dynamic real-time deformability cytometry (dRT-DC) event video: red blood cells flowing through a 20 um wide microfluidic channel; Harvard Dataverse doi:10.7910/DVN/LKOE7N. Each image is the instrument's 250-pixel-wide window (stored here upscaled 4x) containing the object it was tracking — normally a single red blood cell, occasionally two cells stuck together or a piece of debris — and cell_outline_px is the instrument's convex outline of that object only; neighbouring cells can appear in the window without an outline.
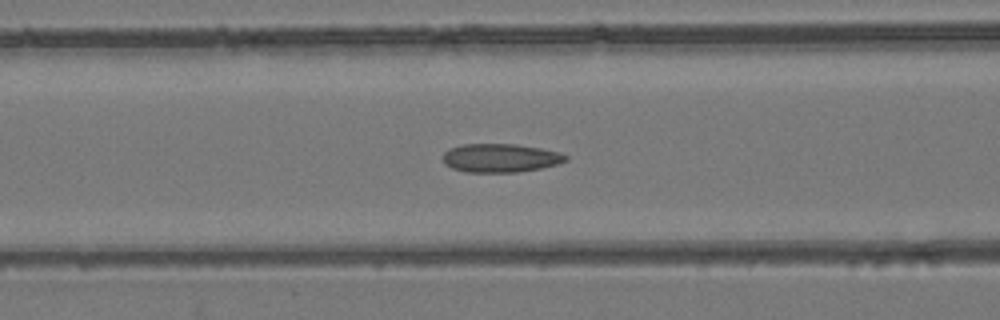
{"species": "common noctule bat (a hibernating species)", "species_latin": "Nyctalus noctula", "temperature_condition": "room temperature", "stored_images_in_passage": 55, "segment_of_instrument_passage": [1, 2], "camera_frame_rate_fps": 3000, "um_per_image_px": 0.085, "animal": {"sex": "female", "body_mass_g": 24.6, "forearm_length_mm": 56.2}, "frame": {"image": 1, "passage_image": 22, "time_ms": 7.0, "image_size_px": [1000, 320], "cell_outline_px": [[568, 160], [560, 164], [520, 172], [468, 172], [452, 168], [444, 164], [444, 152], [448, 148], [464, 144], [516, 144], [540, 148], [560, 152], [568, 156]], "centroid_in_image_um": [42.56, 13.43], "position_along_channel_um": 124.0, "area_um2": 20.58}}
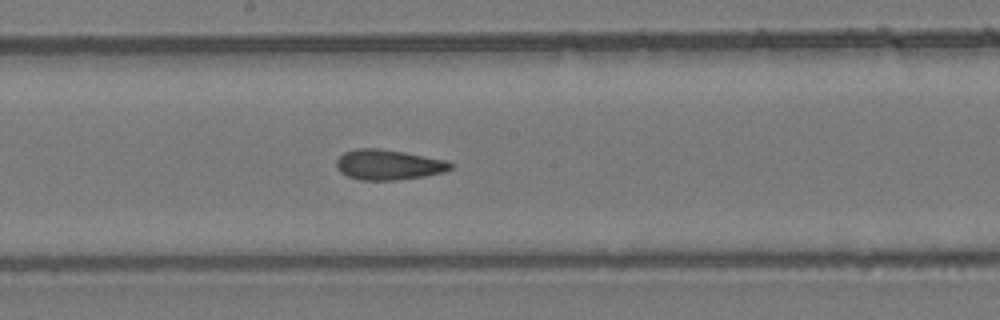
{"frame": {"image": 2, "passage_image": 29, "time_ms": 9.333, "image_size_px": [1000, 320], "cell_outline_px": [[452, 168], [444, 172], [424, 176], [396, 180], [360, 180], [348, 176], [340, 172], [336, 168], [336, 160], [344, 152], [356, 148], [376, 148], [404, 152], [444, 160], [452, 164]], "centroid_in_image_um": [32.97, 14.0], "position_along_channel_um": 215.2, "area_um2": 20.0}}
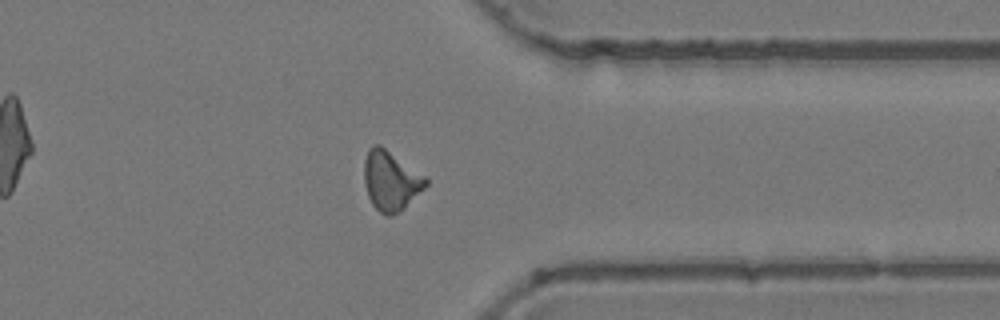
{"frame": {"image": 3, "passage_image": 42, "time_ms": 13.667, "image_size_px": [1000, 320], "cell_outline_px": [[428, 184], [404, 208], [392, 216], [388, 216], [380, 212], [372, 204], [368, 196], [364, 184], [364, 160], [368, 148], [372, 144], [380, 144], [424, 176], [428, 180]], "centroid_in_image_um": [33.18, 15.35], "position_along_channel_um": 378.2, "area_um2": 21.27}}